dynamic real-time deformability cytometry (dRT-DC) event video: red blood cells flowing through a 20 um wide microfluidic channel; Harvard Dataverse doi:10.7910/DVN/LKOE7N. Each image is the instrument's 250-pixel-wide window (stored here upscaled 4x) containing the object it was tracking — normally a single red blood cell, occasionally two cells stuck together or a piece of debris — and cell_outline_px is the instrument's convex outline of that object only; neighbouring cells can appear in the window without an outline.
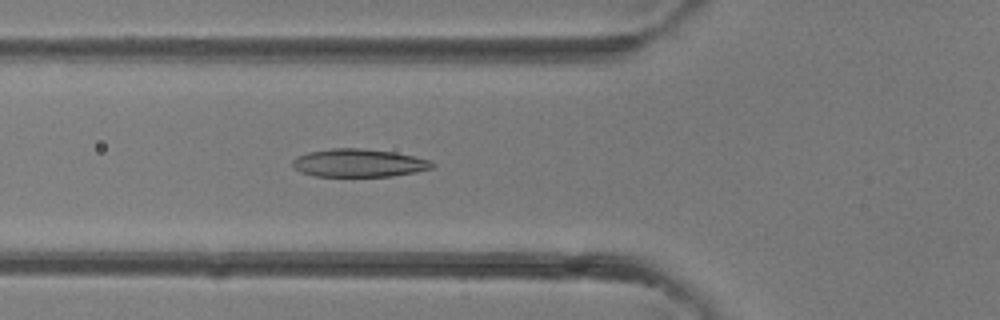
{"species": "common noctule bat (a hibernating species)", "species_latin": "Nyctalus noctula", "temperature_condition": "room temperature", "stored_images_in_passage": 35, "camera_frame_rate_fps": 3000, "um_per_image_px": 0.085, "animal": {"sex": "female"}, "frame": {"image": 1, "passage_image": 10, "time_ms": 3.0, "image_size_px": [1000, 320], "cell_outline_px": [[436, 164], [432, 168], [416, 172], [392, 176], [316, 176], [300, 172], [292, 164], [292, 160], [296, 156], [308, 152], [332, 148], [364, 148], [392, 152], [412, 156], [428, 160]], "centroid_in_image_um": [30.47, 13.85], "position_along_channel_um": 95.3, "area_um2": 22.72}}
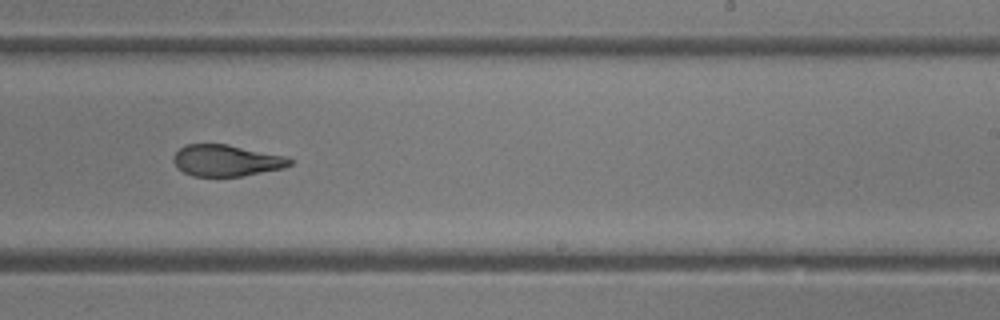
{"frame": {"image": 2, "passage_image": 20, "time_ms": 6.333, "image_size_px": [1000, 320], "cell_outline_px": [[292, 164], [284, 168], [240, 176], [192, 176], [176, 168], [172, 160], [176, 152], [180, 148], [188, 144], [228, 144], [288, 156], [292, 160]], "centroid_in_image_um": [19.25, 13.64], "position_along_channel_um": 269.7, "area_um2": 21.44}}
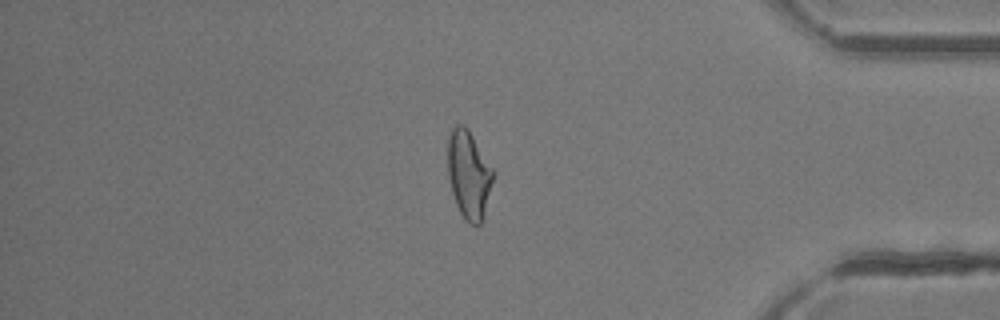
{"frame": {"image": 3, "passage_image": 29, "time_ms": 9.333, "image_size_px": [1000, 320], "cell_outline_px": [[496, 172], [480, 224], [472, 224], [464, 220], [456, 204], [452, 192], [448, 176], [448, 136], [452, 128], [456, 124], [464, 124], [468, 128]], "centroid_in_image_um": [39.85, 14.79], "position_along_channel_um": 395.3, "area_um2": 23.35}}